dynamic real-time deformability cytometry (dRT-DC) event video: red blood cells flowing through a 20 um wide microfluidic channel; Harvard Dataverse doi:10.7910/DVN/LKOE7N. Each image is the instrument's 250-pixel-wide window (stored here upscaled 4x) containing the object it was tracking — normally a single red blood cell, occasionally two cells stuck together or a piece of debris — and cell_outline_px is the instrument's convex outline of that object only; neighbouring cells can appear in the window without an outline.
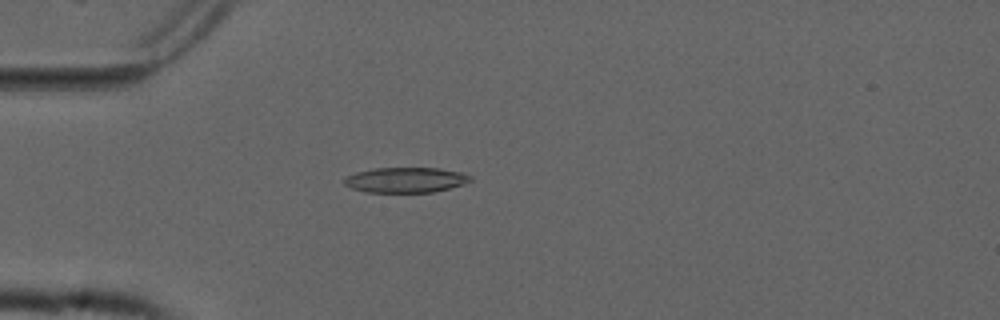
{"species": "common noctule bat (a hibernating species)", "species_latin": "Nyctalus noctula", "temperature_condition": "cold", "stored_images_in_passage": 54, "camera_frame_rate_fps": 3000, "um_per_image_px": 0.085, "animal": {"sex": "male", "forearm_length_mm": 52.5}, "frame": {"image": 1, "passage_image": 15, "time_ms": 4.667, "image_size_px": [1000, 320], "cell_outline_px": [[472, 180], [464, 184], [432, 192], [364, 192], [352, 188], [344, 184], [344, 180], [348, 176], [356, 172], [372, 168], [440, 168], [460, 172], [472, 176]], "centroid_in_image_um": [34.49, 15.29], "position_along_channel_um": 50.5, "area_um2": 18.5}}
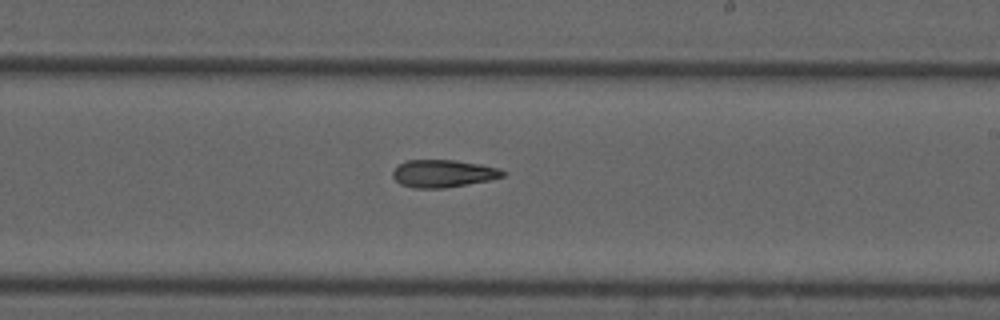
{"frame": {"image": 2, "passage_image": 32, "time_ms": 10.333, "image_size_px": [1000, 320], "cell_outline_px": [[504, 176], [492, 180], [444, 188], [412, 188], [400, 184], [392, 176], [392, 172], [400, 164], [408, 160], [456, 160], [480, 164], [500, 168], [504, 172]], "centroid_in_image_um": [37.68, 14.75], "position_along_channel_um": 251.3, "area_um2": 17.69}}
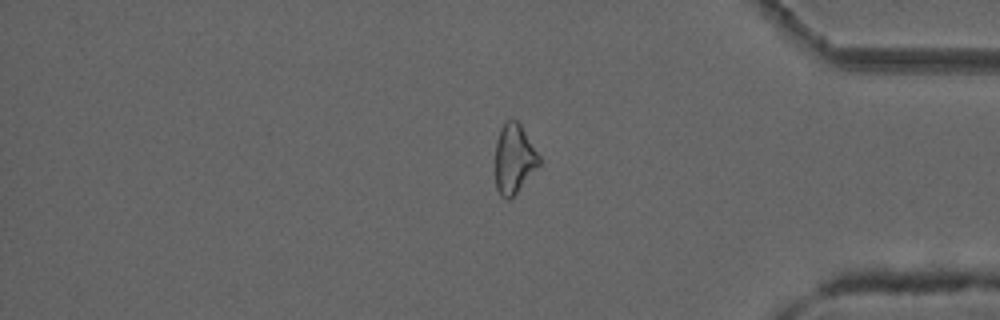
{"frame": {"image": 3, "passage_image": 45, "time_ms": 14.667, "image_size_px": [1000, 320], "cell_outline_px": [[540, 164], [516, 192], [508, 200], [504, 200], [500, 196], [496, 188], [496, 140], [500, 128], [504, 120], [516, 120], [520, 124], [540, 156]], "centroid_in_image_um": [43.68, 13.49], "position_along_channel_um": 391.5, "area_um2": 17.63}}